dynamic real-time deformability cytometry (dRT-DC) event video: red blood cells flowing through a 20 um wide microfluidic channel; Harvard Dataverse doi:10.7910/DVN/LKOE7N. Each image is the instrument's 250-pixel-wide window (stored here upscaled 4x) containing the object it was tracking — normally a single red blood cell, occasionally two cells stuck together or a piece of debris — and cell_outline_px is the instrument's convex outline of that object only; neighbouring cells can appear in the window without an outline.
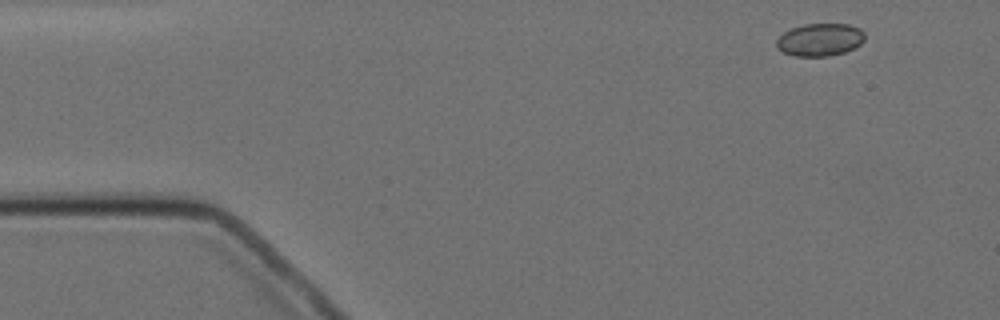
{"species": "Egyptian fruit bat (a non-hibernating species)", "species_latin": "Rousettus aegyptiacus", "temperature_condition": "cold", "stored_images_in_passage": 4, "camera_frame_rate_fps": 3000, "um_per_image_px": 0.085, "animal": {"sex": "female"}, "frame": {"image": 1, "passage_image": 1, "time_ms": 0.0, "image_size_px": [1000, 320], "cell_outline_px": [[864, 40], [860, 44], [844, 52], [828, 56], [796, 56], [784, 52], [776, 48], [776, 40], [784, 32], [792, 28], [804, 24], [848, 24], [860, 28], [864, 32]], "centroid_in_image_um": [69.69, 3.37], "position_along_channel_um": 15.3, "area_um2": 16.7}}
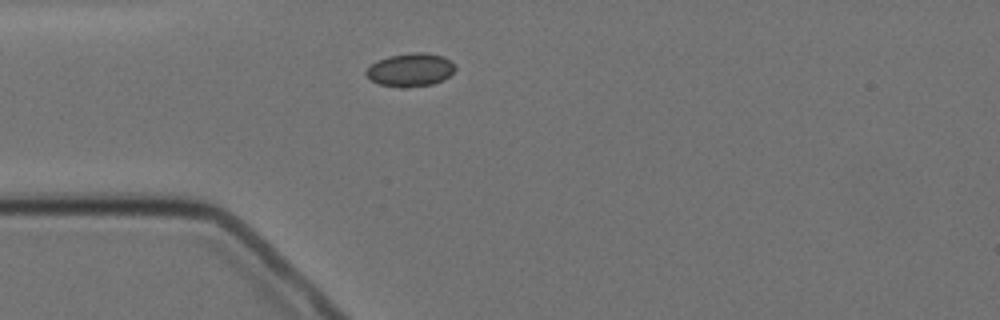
{"frame": {"image": 2, "passage_image": 4, "time_ms": 3.333, "image_size_px": [1000, 320], "cell_outline_px": [[456, 68], [448, 76], [432, 84], [404, 88], [400, 88], [380, 84], [372, 80], [364, 72], [376, 60], [388, 56], [412, 52], [424, 52], [444, 56], [452, 60], [456, 64]], "centroid_in_image_um": [34.9, 5.92], "position_along_channel_um": 50.1, "area_um2": 17.34}}